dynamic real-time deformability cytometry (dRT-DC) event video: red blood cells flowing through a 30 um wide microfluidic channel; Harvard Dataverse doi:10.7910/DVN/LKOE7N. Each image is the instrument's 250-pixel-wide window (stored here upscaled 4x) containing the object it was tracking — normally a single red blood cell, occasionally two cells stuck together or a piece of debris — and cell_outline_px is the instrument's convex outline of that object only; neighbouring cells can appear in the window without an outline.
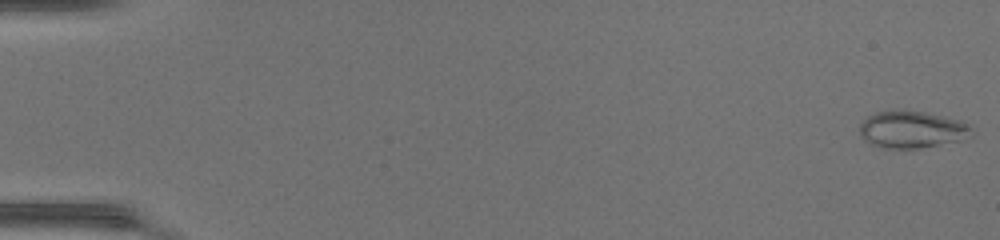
{"species": "common noctule bat (a hibernating species)", "species_latin": "Nyctalus noctula", "temperature_condition": "warm", "stored_images_in_passage": 49, "camera_frame_rate_fps": 3000, "um_per_image_px": 0.085, "animal": {"sex": "female", "body_mass_g": 17.0, "forearm_length_mm": 48.0}, "frame": {"image": 1, "passage_image": 1, "time_ms": 0.0, "image_size_px": [1000, 240], "cell_outline_px": [[972, 136], [960, 140], [916, 148], [884, 148], [872, 144], [864, 140], [860, 136], [860, 124], [868, 116], [876, 112], [908, 108], [964, 120], [972, 128]], "centroid_in_image_um": [77.53, 10.97], "position_along_channel_um": 7.5, "area_um2": 24.57}}
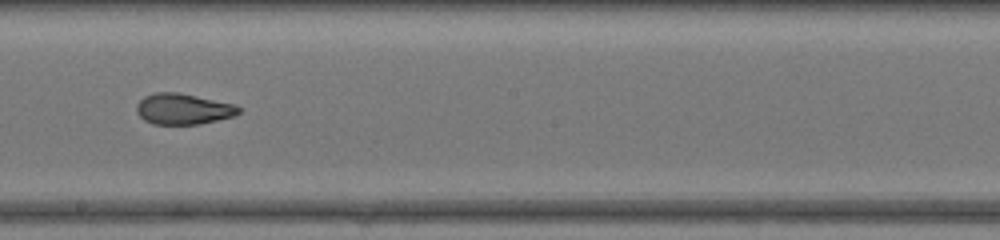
{"frame": {"image": 2, "passage_image": 29, "time_ms": 9.333, "image_size_px": [1000, 240], "cell_outline_px": [[240, 112], [232, 116], [200, 124], [152, 124], [144, 120], [136, 112], [136, 104], [144, 96], [156, 92], [176, 92], [236, 104], [240, 108]], "centroid_in_image_um": [15.54, 9.26], "position_along_channel_um": 232.7, "area_um2": 18.32}}
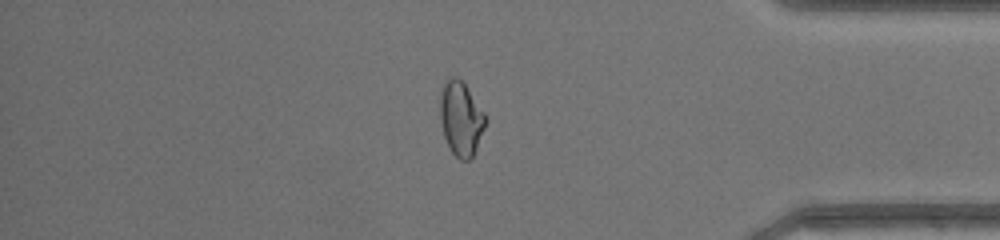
{"frame": {"image": 3, "passage_image": 42, "time_ms": 13.667, "image_size_px": [1000, 240], "cell_outline_px": [[488, 120], [476, 148], [472, 156], [468, 160], [460, 160], [448, 148], [444, 136], [440, 120], [440, 92], [444, 84], [452, 76], [456, 76], [464, 84], [484, 112]], "centroid_in_image_um": [39.17, 10.1], "position_along_channel_um": 396.0, "area_um2": 19.48}, "authors_computed_cell_mechanics": {"area_um2": 20.4612, "velocity_mm_per_s": 4.3434, "shape_relaxation_time_tau1_ms": null, "shape_relaxation_time_tau2_ms": 1.2335, "deformation_change_tau1": null, "deformation_change_tau2": 0.0658}}